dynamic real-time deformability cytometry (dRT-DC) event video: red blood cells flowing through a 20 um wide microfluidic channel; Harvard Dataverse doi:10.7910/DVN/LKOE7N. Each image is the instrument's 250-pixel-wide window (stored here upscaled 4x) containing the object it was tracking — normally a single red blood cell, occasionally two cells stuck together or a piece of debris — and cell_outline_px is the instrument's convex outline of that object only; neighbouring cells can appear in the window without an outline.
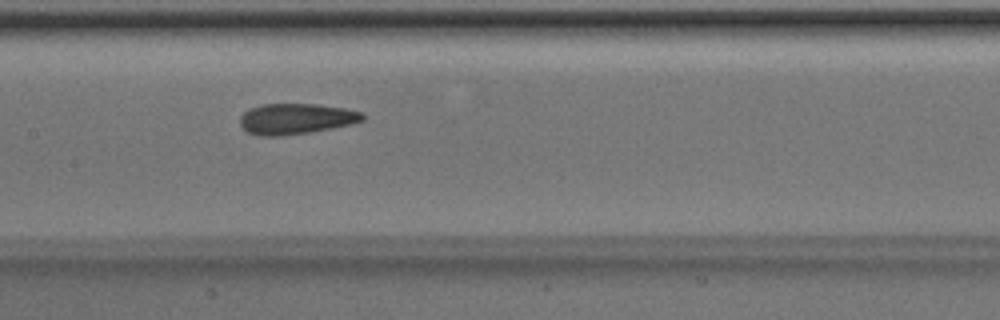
{"species": "Egyptian fruit bat (a non-hibernating species)", "species_latin": "Rousettus aegyptiacus", "temperature_condition": "room temperature", "stored_images_in_passage": 36, "camera_frame_rate_fps": 3000, "um_per_image_px": 0.085, "animal": {"sex": "male"}, "frame": {"image": 1, "passage_image": 10, "time_ms": 3.0, "image_size_px": [1000, 320], "cell_outline_px": [[364, 120], [332, 128], [308, 132], [280, 136], [256, 136], [248, 132], [240, 124], [240, 116], [248, 108], [260, 104], [316, 104], [344, 108], [364, 112]], "centroid_in_image_um": [25.12, 10.09], "position_along_channel_um": 182.3, "area_um2": 21.96}}
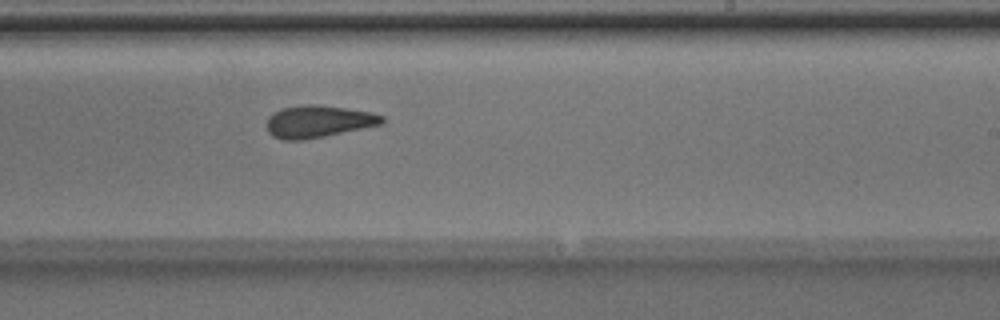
{"frame": {"image": 2, "passage_image": 16, "time_ms": 5.0, "image_size_px": [1000, 320], "cell_outline_px": [[384, 124], [304, 140], [284, 140], [272, 136], [268, 132], [264, 124], [268, 116], [280, 108], [304, 104], [316, 104], [372, 112], [384, 116]], "centroid_in_image_um": [27.01, 10.32], "position_along_channel_um": 262.0, "area_um2": 21.91}}
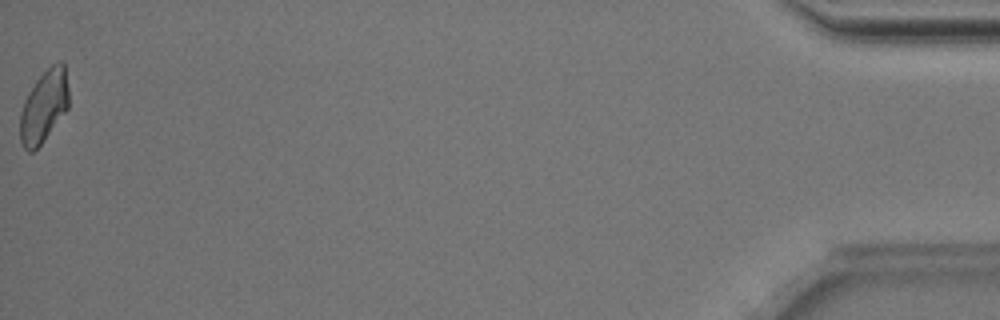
{"frame": {"image": 3, "passage_image": 36, "time_ms": 11.667, "image_size_px": [1000, 320], "cell_outline_px": [[68, 108], [40, 144], [32, 152], [28, 152], [24, 148], [20, 140], [20, 112], [24, 100], [28, 92], [36, 80], [52, 64], [60, 60], [64, 64], [68, 88]], "centroid_in_image_um": [3.72, 9.02], "position_along_channel_um": 431.5, "area_um2": 20.23}, "authors_computed_cell_mechanics": {"area_um2": 21.5305, "velocity_mm_per_s": 4.0119, "shape_relaxation_time_tau1_ms": 4.5248, "shape_relaxation_time_tau2_ms": 2.1651, "deformation_change_tau1": 0.1187, "deformation_change_tau2": 0.0921}}